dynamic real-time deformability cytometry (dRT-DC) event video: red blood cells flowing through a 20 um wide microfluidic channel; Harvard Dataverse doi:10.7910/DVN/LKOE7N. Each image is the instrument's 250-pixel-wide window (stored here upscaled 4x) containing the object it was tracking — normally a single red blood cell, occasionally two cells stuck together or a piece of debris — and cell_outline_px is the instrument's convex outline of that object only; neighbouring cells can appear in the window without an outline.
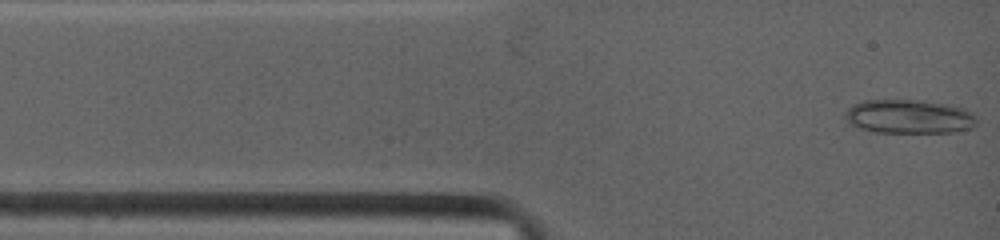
{"species": "common noctule bat (a hibernating species)", "species_latin": "Nyctalus noctula", "temperature_condition": "warm", "stored_images_in_passage": 61, "camera_frame_rate_fps": 4500, "um_per_image_px": 0.085, "animal": {"sex": "female", "body_mass_g": 19.0, "forearm_length_mm": 53.3}, "frame": {"image": 1, "passage_image": 1, "time_ms": 0.0, "image_size_px": [1000, 240], "cell_outline_px": [[976, 124], [972, 128], [952, 132], [876, 132], [860, 128], [852, 124], [844, 116], [844, 112], [852, 104], [864, 100], [912, 100], [944, 104], [960, 108], [976, 116]], "centroid_in_image_um": [77.22, 9.91], "position_along_channel_um": 7.8, "area_um2": 25.61}}
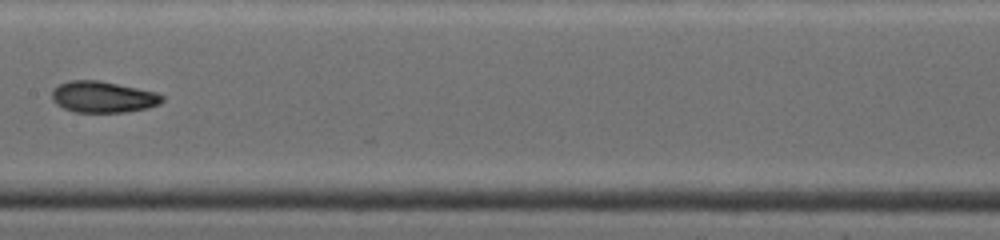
{"frame": {"image": 2, "passage_image": 28, "time_ms": 5.778, "image_size_px": [1000, 240], "cell_outline_px": [[164, 100], [160, 104], [148, 108], [128, 112], [76, 112], [64, 108], [56, 104], [52, 100], [52, 92], [60, 84], [68, 80], [96, 80], [156, 92], [164, 96]], "centroid_in_image_um": [8.77, 8.25], "position_along_channel_um": 198.6, "area_um2": 20.0}}
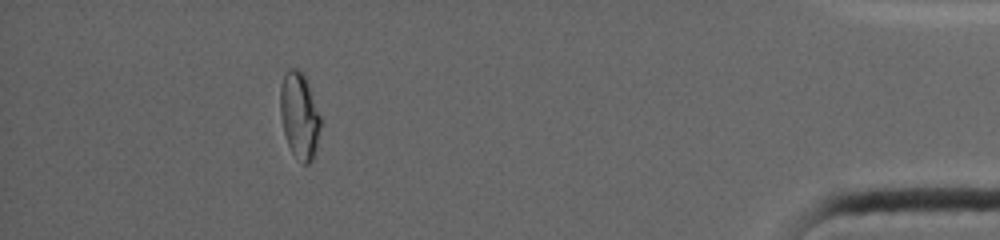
{"frame": {"image": 3, "passage_image": 47, "time_ms": 12.889, "image_size_px": [1000, 240], "cell_outline_px": [[320, 128], [316, 148], [312, 160], [308, 164], [304, 164], [292, 152], [288, 144], [284, 132], [280, 116], [280, 88], [284, 72], [288, 68], [296, 68], [308, 80], [320, 116]], "centroid_in_image_um": [25.44, 9.78], "position_along_channel_um": 409.8, "area_um2": 20.23}, "authors_computed_cell_mechanics": {"area_um2": 20.23, "velocity_mm_per_s": 4.0115, "shape_relaxation_time_tau1_ms": null, "shape_relaxation_time_tau2_ms": 2.237, "deformation_change_tau1": null, "deformation_change_tau2": 0.0611}}